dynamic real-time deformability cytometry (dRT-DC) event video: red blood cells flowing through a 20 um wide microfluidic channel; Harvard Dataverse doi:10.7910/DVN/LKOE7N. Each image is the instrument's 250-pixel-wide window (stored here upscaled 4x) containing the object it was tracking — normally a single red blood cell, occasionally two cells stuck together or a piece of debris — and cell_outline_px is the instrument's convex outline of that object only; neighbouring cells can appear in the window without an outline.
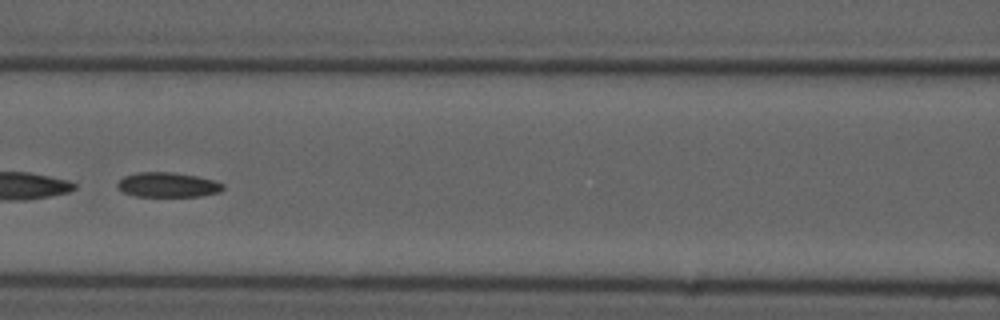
{"species": "common noctule bat (a hibernating species)", "species_latin": "Nyctalus noctula", "temperature_condition": "cold", "stored_images_in_passage": 6, "segment_of_instrument_passage": [2, 2], "camera_frame_rate_fps": 3000, "um_per_image_px": 0.085, "animal": {"sex": "male", "forearm_length_mm": 52.5}, "frame": {"image": 1, "passage_image": 6, "time_ms": 6.0, "image_size_px": [1000, 320], "cell_outline_px": [[224, 188], [220, 192], [200, 196], [136, 196], [124, 192], [116, 188], [116, 184], [124, 176], [136, 172], [172, 172], [196, 176], [216, 180], [224, 184]], "centroid_in_image_um": [14.26, 15.7], "position_along_channel_um": 152.3, "area_um2": 15.32}}